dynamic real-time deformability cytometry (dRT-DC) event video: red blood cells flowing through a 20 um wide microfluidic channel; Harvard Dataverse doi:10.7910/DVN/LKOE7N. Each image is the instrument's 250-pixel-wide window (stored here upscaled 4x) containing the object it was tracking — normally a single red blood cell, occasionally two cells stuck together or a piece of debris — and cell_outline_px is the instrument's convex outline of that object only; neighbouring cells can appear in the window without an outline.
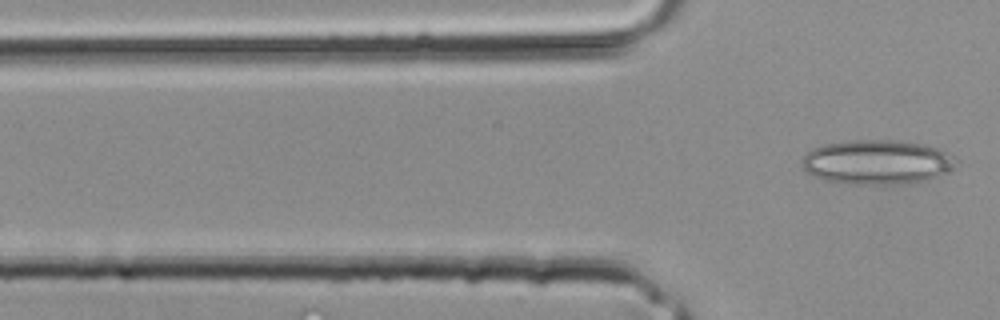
{"species": "common noctule bat (a hibernating species)", "species_latin": "Nyctalus noctula", "temperature_condition": "room temperature", "stored_images_in_passage": 3, "camera_frame_rate_fps": 3000, "um_per_image_px": 0.085, "animal": {"sex": "male", "body_mass_g": 20.4}, "frame": {"image": 1, "passage_image": 3, "time_ms": 0.667, "image_size_px": [1000, 320], "cell_outline_px": [[956, 160], [940, 176], [908, 184], [844, 184], [824, 180], [812, 176], [800, 164], [800, 160], [812, 148], [824, 144], [856, 140], [892, 140], [928, 144], [940, 148], [952, 156]], "centroid_in_image_um": [74.49, 13.78], "position_along_channel_um": 51.3, "area_um2": 40.0}}